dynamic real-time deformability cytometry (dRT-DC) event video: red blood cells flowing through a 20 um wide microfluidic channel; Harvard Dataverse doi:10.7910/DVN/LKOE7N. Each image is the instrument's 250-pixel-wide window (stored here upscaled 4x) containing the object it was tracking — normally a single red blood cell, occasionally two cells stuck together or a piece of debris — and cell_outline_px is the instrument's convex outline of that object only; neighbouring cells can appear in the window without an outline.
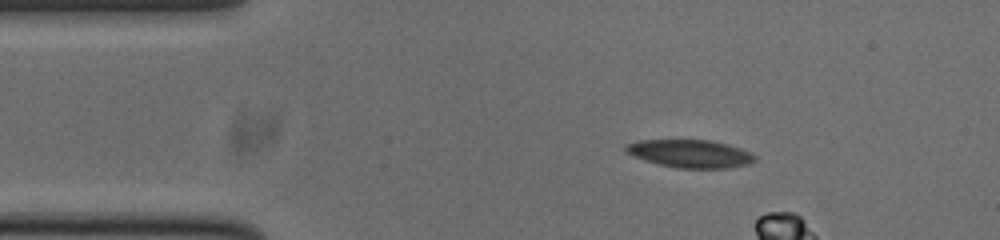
{"species": "common noctule bat (a hibernating species)", "species_latin": "Nyctalus noctula", "temperature_condition": "cold", "stored_images_in_passage": 6, "camera_frame_rate_fps": 3000, "um_per_image_px": 0.085, "animal": {"sex": "male", "body_mass_g": 20.0, "forearm_length_mm": 53.3}, "frame": {"image": 1, "passage_image": 1, "time_ms": 0.0, "image_size_px": [1000, 240], "cell_outline_px": [[756, 160], [744, 164], [728, 168], [676, 168], [660, 164], [636, 156], [628, 152], [624, 148], [628, 144], [640, 140], [708, 140], [724, 144], [748, 152], [756, 156]], "centroid_in_image_um": [58.66, 13.06], "position_along_channel_um": 26.3, "area_um2": 20.23}}